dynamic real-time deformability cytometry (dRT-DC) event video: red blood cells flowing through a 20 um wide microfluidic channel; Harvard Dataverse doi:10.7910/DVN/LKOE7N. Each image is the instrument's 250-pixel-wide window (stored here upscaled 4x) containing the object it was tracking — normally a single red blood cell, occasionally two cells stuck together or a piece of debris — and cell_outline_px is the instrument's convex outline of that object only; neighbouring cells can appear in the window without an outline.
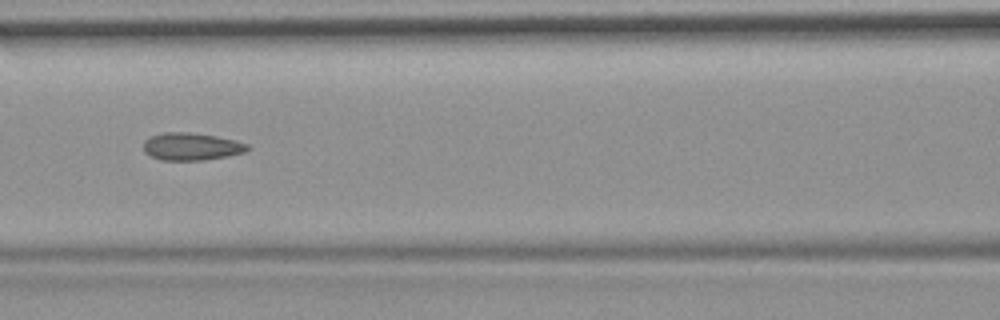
{"species": "common noctule bat (a hibernating species)", "species_latin": "Nyctalus noctula", "temperature_condition": "room temperature", "stored_images_in_passage": 8, "camera_frame_rate_fps": 3000, "um_per_image_px": 0.085, "animal": {"sex": "female", "body_mass_g": 19.9}, "frame": {"image": 1, "passage_image": 7, "time_ms": 6.667, "image_size_px": [1000, 320], "cell_outline_px": [[252, 148], [244, 152], [228, 156], [204, 160], [160, 160], [144, 152], [144, 140], [148, 136], [164, 132], [188, 132], [216, 136], [248, 144]], "centroid_in_image_um": [16.25, 12.45], "position_along_channel_um": 150.4, "area_um2": 16.7}}